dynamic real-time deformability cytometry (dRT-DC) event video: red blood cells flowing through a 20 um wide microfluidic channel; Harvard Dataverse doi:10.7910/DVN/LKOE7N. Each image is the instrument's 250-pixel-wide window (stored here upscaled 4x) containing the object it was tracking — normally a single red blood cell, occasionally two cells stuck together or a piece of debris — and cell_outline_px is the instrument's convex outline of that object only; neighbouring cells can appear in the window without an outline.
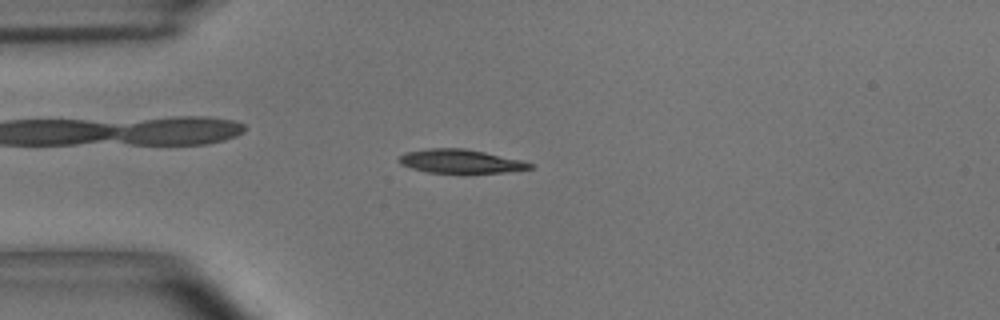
{"species": "common noctule bat (a hibernating species)", "species_latin": "Nyctalus noctula", "temperature_condition": "room temperature", "stored_images_in_passage": 54, "camera_frame_rate_fps": 3000, "um_per_image_px": 0.085, "animal": {"sex": "male", "body_mass_g": 15.6}, "frame": {"image": 1, "passage_image": 13, "time_ms": 4.0, "image_size_px": [1000, 320], "cell_outline_px": [[536, 168], [504, 172], [428, 172], [412, 168], [400, 164], [396, 160], [404, 152], [428, 148], [464, 148], [484, 152], [520, 160], [532, 164]], "centroid_in_image_um": [39.09, 13.69], "position_along_channel_um": 45.9, "area_um2": 17.86}}
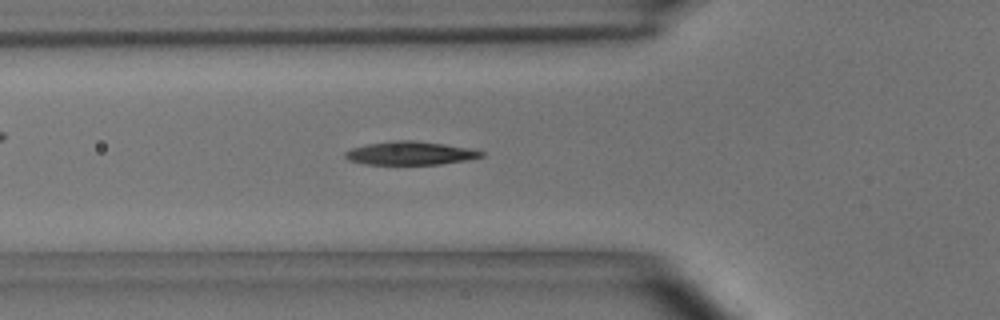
{"frame": {"image": 2, "passage_image": 18, "time_ms": 5.667, "image_size_px": [1000, 320], "cell_outline_px": [[484, 156], [468, 160], [440, 164], [364, 164], [348, 160], [344, 156], [344, 152], [352, 148], [368, 144], [396, 140], [412, 140], [444, 144], [472, 148], [484, 152]], "centroid_in_image_um": [34.89, 13.02], "position_along_channel_um": 90.9, "area_um2": 18.55}}
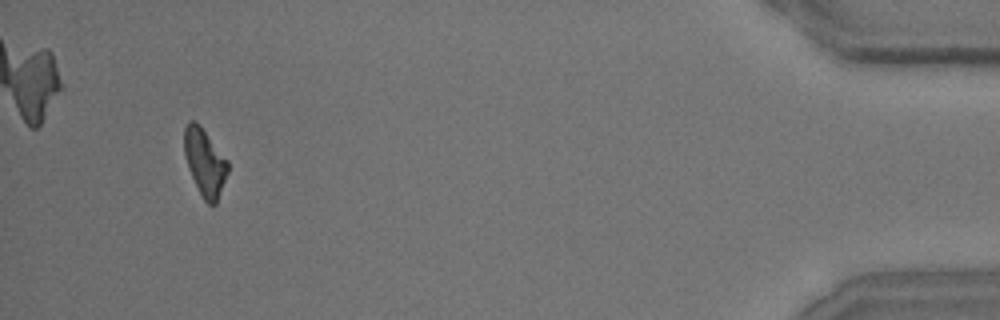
{"frame": {"image": 3, "passage_image": 51, "time_ms": 16.667, "image_size_px": [1000, 320], "cell_outline_px": [[228, 172], [216, 204], [212, 208], [204, 200], [188, 168], [184, 152], [184, 128], [188, 120], [196, 120], [200, 124], [228, 160]], "centroid_in_image_um": [17.41, 13.76], "position_along_channel_um": 417.8, "area_um2": 17.17}, "authors_computed_cell_mechanics": {"area_um2": 18.1203, "velocity_mm_per_s": 3.6173, "shape_relaxation_time_tau1_ms": 4.9722, "shape_relaxation_time_tau2_ms": 8.5105, "deformation_change_tau1": 0.1632, "deformation_change_tau2": 0.1564}}